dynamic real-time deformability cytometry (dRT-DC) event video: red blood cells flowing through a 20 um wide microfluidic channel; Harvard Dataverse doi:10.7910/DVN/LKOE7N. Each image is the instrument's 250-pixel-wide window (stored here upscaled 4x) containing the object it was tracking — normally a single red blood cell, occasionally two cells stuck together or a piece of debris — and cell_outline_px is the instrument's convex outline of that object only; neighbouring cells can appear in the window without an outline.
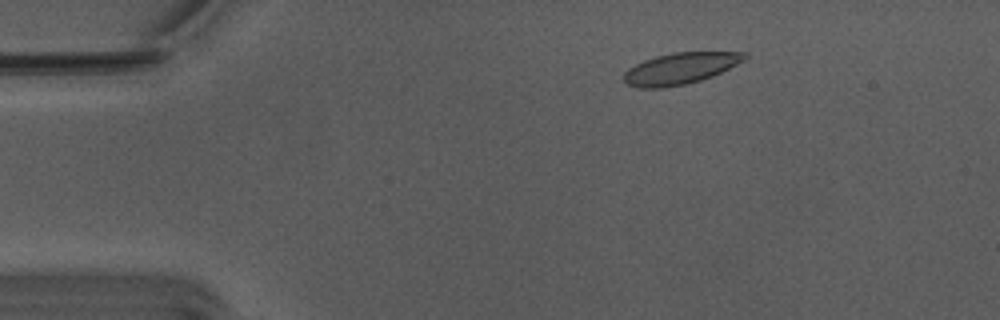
{"species": "Egyptian fruit bat (a non-hibernating species)", "species_latin": "Rousettus aegyptiacus", "temperature_condition": "warm", "stored_images_in_passage": 54, "camera_frame_rate_fps": 3000, "um_per_image_px": 0.085, "animal": {"sex": "male"}, "frame": {"image": 1, "passage_image": 8, "time_ms": 2.333, "image_size_px": [1000, 320], "cell_outline_px": [[748, 56], [744, 60], [712, 76], [700, 80], [684, 84], [660, 88], [636, 88], [628, 84], [624, 80], [624, 72], [628, 68], [644, 60], [656, 56], [672, 52], [748, 52]], "centroid_in_image_um": [57.8, 5.81], "position_along_channel_um": 27.2, "area_um2": 21.91}}
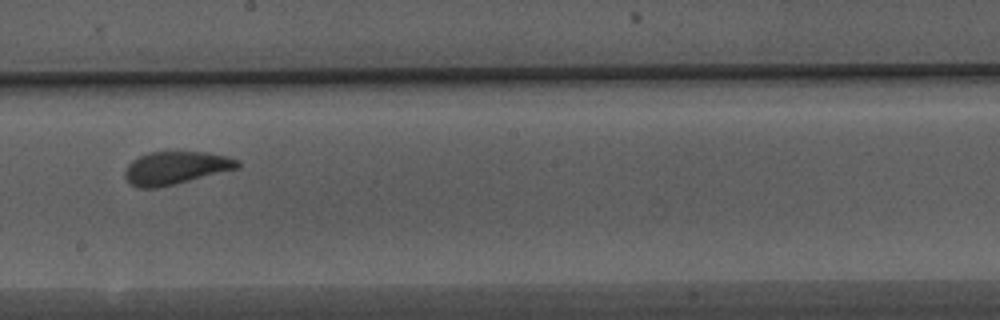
{"frame": {"image": 2, "passage_image": 30, "time_ms": 9.667, "image_size_px": [1000, 320], "cell_outline_px": [[240, 168], [176, 184], [156, 188], [136, 188], [128, 184], [124, 176], [124, 172], [128, 164], [132, 160], [148, 152], [208, 152], [228, 156], [240, 160]], "centroid_in_image_um": [14.94, 14.28], "position_along_channel_um": 233.3, "area_um2": 21.96}}
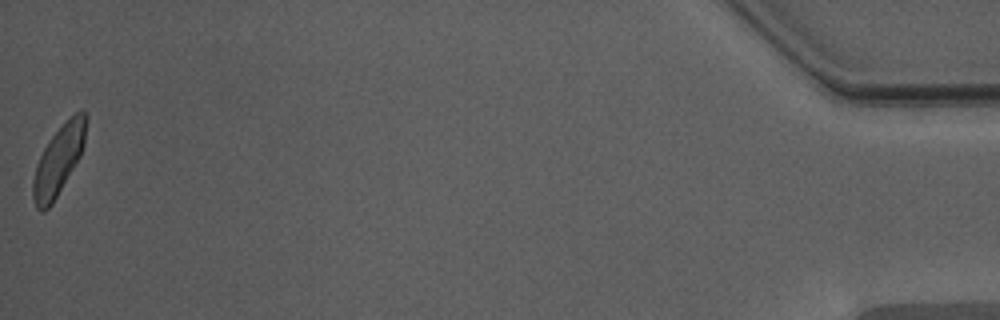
{"frame": {"image": 3, "passage_image": 54, "time_ms": 17.667, "image_size_px": [1000, 320], "cell_outline_px": [[88, 120], [84, 144], [80, 156], [52, 204], [44, 212], [40, 212], [36, 208], [32, 196], [32, 180], [36, 164], [44, 148], [52, 136], [76, 112], [84, 112], [88, 116]], "centroid_in_image_um": [4.97, 13.66], "position_along_channel_um": 430.2, "area_um2": 21.15}, "authors_computed_cell_mechanics": {"area_um2": 21.9929, "velocity_mm_per_s": 3.7304, "shape_relaxation_time_tau1_ms": 3.6967, "shape_relaxation_time_tau2_ms": 0.9623, "deformation_change_tau1": 0.1251, "deformation_change_tau2": 0.0728}}